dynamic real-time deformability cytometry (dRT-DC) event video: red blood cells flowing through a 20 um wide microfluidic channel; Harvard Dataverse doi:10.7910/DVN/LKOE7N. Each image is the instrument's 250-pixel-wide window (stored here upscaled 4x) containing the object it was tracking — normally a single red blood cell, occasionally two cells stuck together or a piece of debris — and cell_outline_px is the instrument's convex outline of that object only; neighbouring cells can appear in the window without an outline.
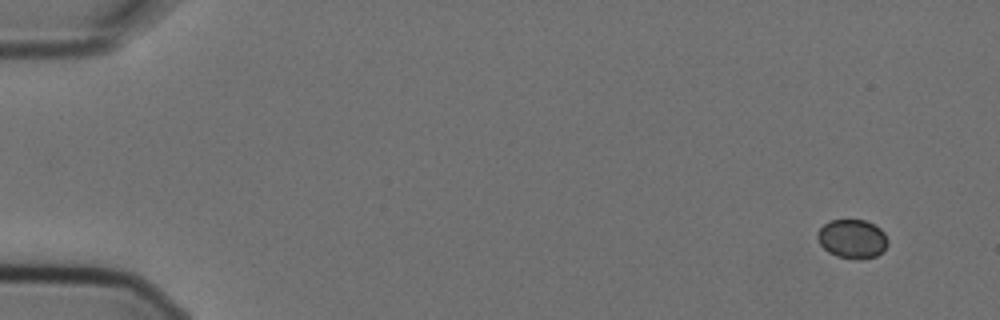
{"species": "Egyptian fruit bat (a non-hibernating species)", "species_latin": "Rousettus aegyptiacus", "temperature_condition": "cold", "stored_images_in_passage": 6, "segment_of_instrument_passage": [1, 2], "camera_frame_rate_fps": 3000, "um_per_image_px": 0.085, "animal": {"sex": "female"}, "frame": {"image": 1, "passage_image": 1, "time_ms": 0.0, "image_size_px": [1000, 320], "cell_outline_px": [[888, 244], [876, 256], [860, 260], [856, 260], [836, 256], [828, 252], [820, 244], [816, 236], [816, 232], [828, 220], [864, 220], [880, 228], [884, 232], [888, 240]], "centroid_in_image_um": [72.42, 20.31], "position_along_channel_um": 12.6, "area_um2": 16.07}}